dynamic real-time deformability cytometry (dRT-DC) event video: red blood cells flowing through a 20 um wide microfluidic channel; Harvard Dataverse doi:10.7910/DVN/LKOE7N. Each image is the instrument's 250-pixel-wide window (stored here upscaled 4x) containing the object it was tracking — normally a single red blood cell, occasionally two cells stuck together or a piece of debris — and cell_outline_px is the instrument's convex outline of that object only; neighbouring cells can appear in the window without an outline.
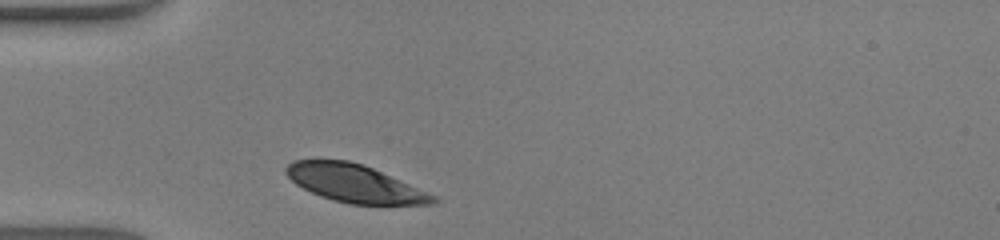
{"species": "human", "species_latin": "Homo sapiens", "temperature_condition": "warm", "stored_images_in_passage": 25, "camera_frame_rate_fps": 3000, "um_per_image_px": 0.085, "donor": {"sex": "male"}, "frame": {"image": 1, "passage_image": 1, "time_ms": 0.0, "image_size_px": [1000, 240], "cell_outline_px": [[440, 200], [436, 204], [348, 204], [332, 200], [320, 196], [296, 184], [284, 172], [284, 168], [292, 160], [348, 160], [364, 164], [436, 196]], "centroid_in_image_um": [30.13, 15.59], "position_along_channel_um": 54.9, "area_um2": 32.14}}
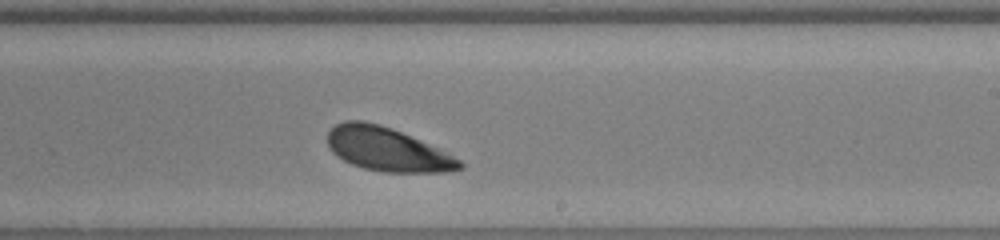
{"frame": {"image": 2, "passage_image": 16, "time_ms": 5.0, "image_size_px": [1000, 240], "cell_outline_px": [[464, 168], [444, 172], [384, 172], [364, 168], [352, 164], [336, 156], [328, 148], [328, 132], [336, 124], [344, 120], [364, 120], [380, 124], [392, 128], [436, 148], [460, 160], [464, 164]], "centroid_in_image_um": [32.86, 12.69], "position_along_channel_um": 256.1, "area_um2": 33.29}}
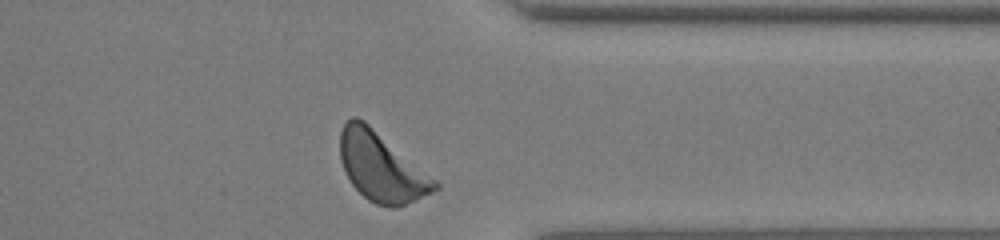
{"frame": {"image": 3, "passage_image": 25, "time_ms": 8.0, "image_size_px": [1000, 240], "cell_outline_px": [[440, 188], [432, 192], [404, 204], [392, 208], [388, 208], [376, 204], [368, 200], [352, 184], [340, 160], [340, 132], [344, 124], [352, 116], [356, 116], [364, 120], [436, 180], [440, 184]], "centroid_in_image_um": [32.4, 14.19], "position_along_channel_um": 379.0, "area_um2": 37.45}, "authors_computed_cell_mechanics": {"area_um2": 34.6222, "velocity_mm_per_s": 4.2485, "shape_relaxation_time_tau1_ms": 0.9308, "shape_relaxation_time_tau2_ms": null, "deformation_change_tau1": 0.1073, "deformation_change_tau2": null}}